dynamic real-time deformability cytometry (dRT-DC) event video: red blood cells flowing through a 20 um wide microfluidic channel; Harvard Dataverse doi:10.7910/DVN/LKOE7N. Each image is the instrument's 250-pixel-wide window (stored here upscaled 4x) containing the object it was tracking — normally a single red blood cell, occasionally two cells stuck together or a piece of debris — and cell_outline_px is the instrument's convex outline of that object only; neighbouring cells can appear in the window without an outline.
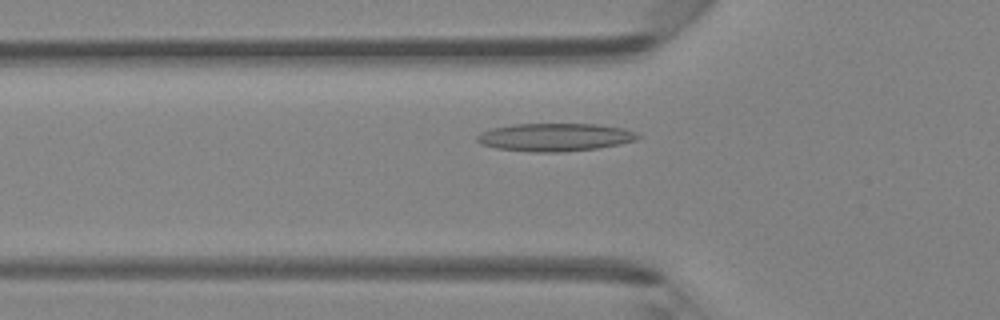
{"species": "Egyptian fruit bat (a non-hibernating species)", "species_latin": "Rousettus aegyptiacus", "temperature_condition": "room temperature", "stored_images_in_passage": 22, "camera_frame_rate_fps": 3000, "um_per_image_px": 0.085, "animal": {"sex": "female"}, "frame": {"image": 1, "passage_image": 7, "time_ms": 2.0, "image_size_px": [1000, 320], "cell_outline_px": [[640, 136], [636, 140], [620, 144], [596, 148], [560, 152], [532, 152], [496, 148], [480, 144], [476, 140], [476, 136], [480, 132], [492, 128], [512, 124], [596, 124], [624, 128], [636, 132]], "centroid_in_image_um": [47.14, 11.66], "position_along_channel_um": 78.7, "area_um2": 26.24}}
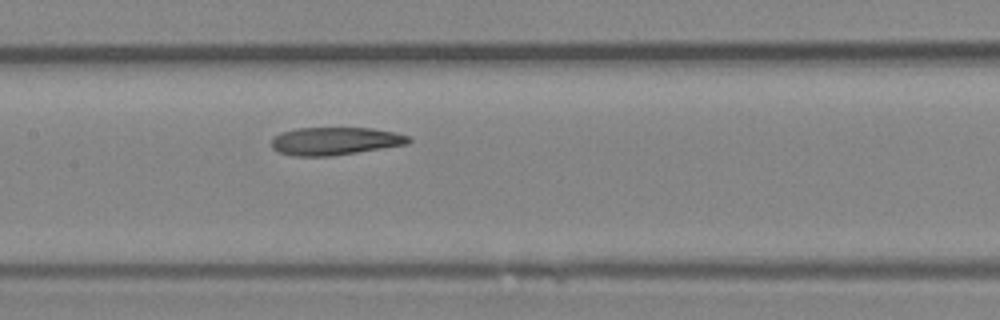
{"frame": {"image": 2, "passage_image": 14, "time_ms": 4.333, "image_size_px": [1000, 320], "cell_outline_px": [[412, 140], [408, 144], [332, 156], [292, 156], [280, 152], [272, 148], [272, 136], [280, 132], [296, 128], [372, 128], [396, 132], [408, 136]], "centroid_in_image_um": [28.46, 11.98], "position_along_channel_um": 178.9, "area_um2": 22.37}}
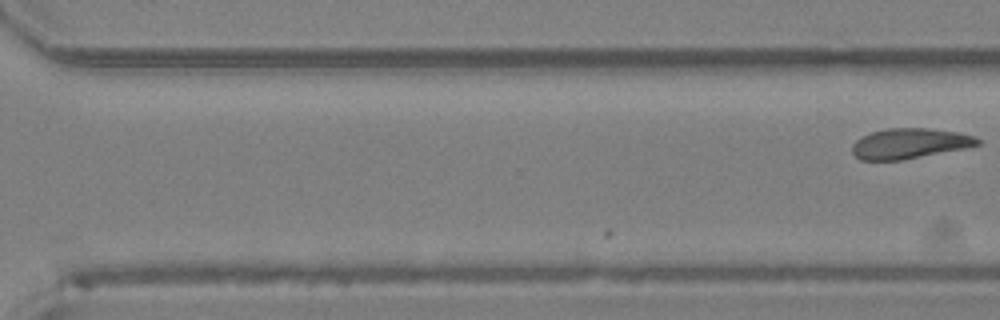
{"frame": {"image": 3, "passage_image": 22, "time_ms": 7.0, "image_size_px": [1000, 320], "cell_outline_px": [[980, 144], [964, 148], [900, 160], [860, 160], [852, 152], [852, 144], [860, 136], [868, 132], [884, 128], [928, 128], [960, 132], [976, 136], [980, 140]], "centroid_in_image_um": [77.28, 12.17], "position_along_channel_um": 293.3, "area_um2": 22.25}}